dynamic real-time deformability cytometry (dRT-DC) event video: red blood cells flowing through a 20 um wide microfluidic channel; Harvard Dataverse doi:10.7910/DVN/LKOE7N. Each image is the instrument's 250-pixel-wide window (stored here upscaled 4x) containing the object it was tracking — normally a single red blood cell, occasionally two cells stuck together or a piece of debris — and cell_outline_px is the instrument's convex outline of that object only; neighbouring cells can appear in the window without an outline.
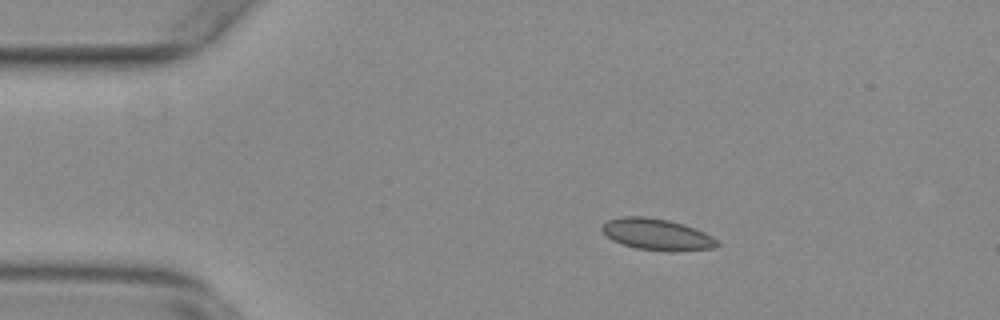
{"species": "common noctule bat (a hibernating species)", "species_latin": "Nyctalus noctula", "temperature_condition": "warm", "stored_images_in_passage": 55, "camera_frame_rate_fps": 3000, "um_per_image_px": 0.085, "animal": {"sex": "female", "body_mass_g": 29.2, "forearm_length_mm": 56.3}, "frame": {"image": 1, "passage_image": 10, "time_ms": 3.0, "image_size_px": [1000, 320], "cell_outline_px": [[720, 244], [716, 248], [672, 252], [668, 252], [636, 248], [612, 240], [600, 228], [608, 220], [620, 216], [644, 216], [668, 220], [684, 224], [704, 232], [720, 240]], "centroid_in_image_um": [55.89, 19.93], "position_along_channel_um": 29.1, "area_um2": 21.27}}
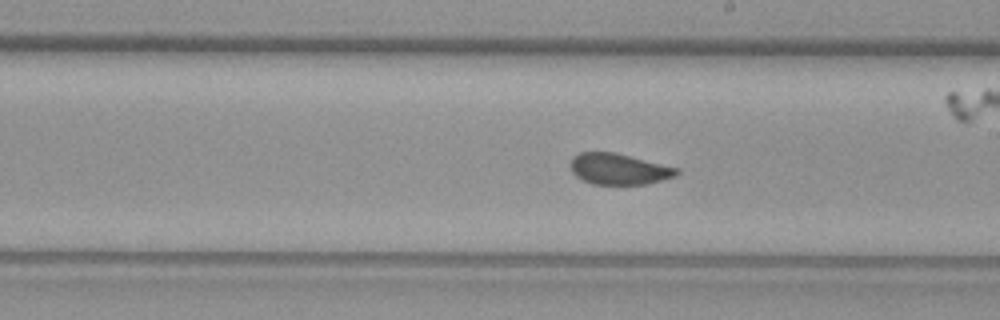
{"frame": {"image": 2, "passage_image": 31, "time_ms": 10.0, "image_size_px": [1000, 320], "cell_outline_px": [[680, 172], [676, 176], [648, 184], [592, 184], [580, 180], [572, 172], [568, 164], [572, 156], [580, 152], [612, 152], [680, 168]], "centroid_in_image_um": [52.57, 14.37], "position_along_channel_um": 236.4, "area_um2": 19.42}}
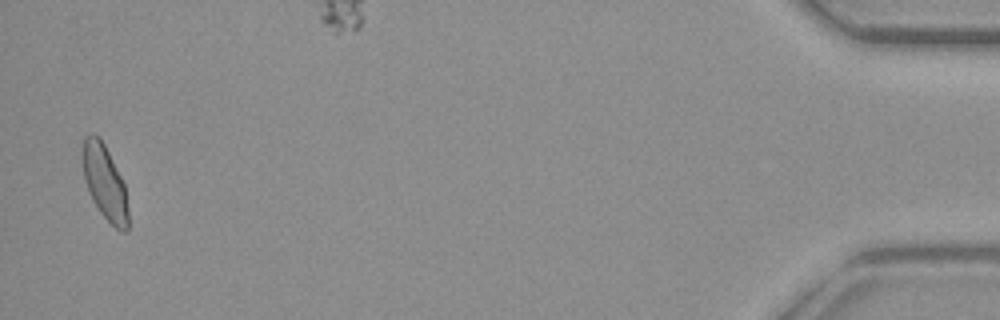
{"frame": {"image": 3, "passage_image": 54, "time_ms": 17.667, "image_size_px": [1000, 320], "cell_outline_px": [[128, 232], [124, 232], [116, 228], [100, 212], [92, 200], [88, 192], [84, 180], [80, 156], [84, 136], [92, 132], [100, 136], [124, 184], [128, 208]], "centroid_in_image_um": [8.85, 15.46], "position_along_channel_um": 426.3, "area_um2": 20.11}}